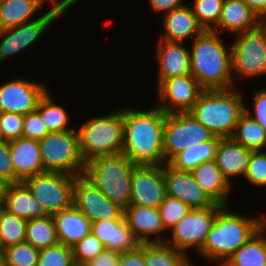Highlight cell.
<instances>
[{
  "label": "cell",
  "mask_w": 266,
  "mask_h": 266,
  "mask_svg": "<svg viewBox=\"0 0 266 266\" xmlns=\"http://www.w3.org/2000/svg\"><path fill=\"white\" fill-rule=\"evenodd\" d=\"M154 12H170L171 10L184 5L183 0H149Z\"/></svg>",
  "instance_id": "cell-48"
},
{
  "label": "cell",
  "mask_w": 266,
  "mask_h": 266,
  "mask_svg": "<svg viewBox=\"0 0 266 266\" xmlns=\"http://www.w3.org/2000/svg\"><path fill=\"white\" fill-rule=\"evenodd\" d=\"M59 243L72 247L91 232V221L74 205L53 215Z\"/></svg>",
  "instance_id": "cell-25"
},
{
  "label": "cell",
  "mask_w": 266,
  "mask_h": 266,
  "mask_svg": "<svg viewBox=\"0 0 266 266\" xmlns=\"http://www.w3.org/2000/svg\"><path fill=\"white\" fill-rule=\"evenodd\" d=\"M220 137L191 146L177 154L169 164L178 170L191 172L201 163L214 160Z\"/></svg>",
  "instance_id": "cell-30"
},
{
  "label": "cell",
  "mask_w": 266,
  "mask_h": 266,
  "mask_svg": "<svg viewBox=\"0 0 266 266\" xmlns=\"http://www.w3.org/2000/svg\"><path fill=\"white\" fill-rule=\"evenodd\" d=\"M91 232L103 243L106 250L124 253L140 245L125 218L95 221L91 223Z\"/></svg>",
  "instance_id": "cell-19"
},
{
  "label": "cell",
  "mask_w": 266,
  "mask_h": 266,
  "mask_svg": "<svg viewBox=\"0 0 266 266\" xmlns=\"http://www.w3.org/2000/svg\"><path fill=\"white\" fill-rule=\"evenodd\" d=\"M250 156L251 151L232 138H220L214 161L231 183V177L245 176Z\"/></svg>",
  "instance_id": "cell-26"
},
{
  "label": "cell",
  "mask_w": 266,
  "mask_h": 266,
  "mask_svg": "<svg viewBox=\"0 0 266 266\" xmlns=\"http://www.w3.org/2000/svg\"><path fill=\"white\" fill-rule=\"evenodd\" d=\"M222 206L199 251L207 260L222 263L244 245L262 227V218L228 211Z\"/></svg>",
  "instance_id": "cell-3"
},
{
  "label": "cell",
  "mask_w": 266,
  "mask_h": 266,
  "mask_svg": "<svg viewBox=\"0 0 266 266\" xmlns=\"http://www.w3.org/2000/svg\"><path fill=\"white\" fill-rule=\"evenodd\" d=\"M4 266H37L39 250L26 241L3 249Z\"/></svg>",
  "instance_id": "cell-36"
},
{
  "label": "cell",
  "mask_w": 266,
  "mask_h": 266,
  "mask_svg": "<svg viewBox=\"0 0 266 266\" xmlns=\"http://www.w3.org/2000/svg\"><path fill=\"white\" fill-rule=\"evenodd\" d=\"M190 210L191 208L186 203L166 195L159 206L164 229L173 228Z\"/></svg>",
  "instance_id": "cell-39"
},
{
  "label": "cell",
  "mask_w": 266,
  "mask_h": 266,
  "mask_svg": "<svg viewBox=\"0 0 266 266\" xmlns=\"http://www.w3.org/2000/svg\"><path fill=\"white\" fill-rule=\"evenodd\" d=\"M77 131L85 160L122 153L124 141L123 108L115 113L89 118Z\"/></svg>",
  "instance_id": "cell-6"
},
{
  "label": "cell",
  "mask_w": 266,
  "mask_h": 266,
  "mask_svg": "<svg viewBox=\"0 0 266 266\" xmlns=\"http://www.w3.org/2000/svg\"><path fill=\"white\" fill-rule=\"evenodd\" d=\"M261 18L242 0H224L218 24L212 29L239 33L258 26Z\"/></svg>",
  "instance_id": "cell-24"
},
{
  "label": "cell",
  "mask_w": 266,
  "mask_h": 266,
  "mask_svg": "<svg viewBox=\"0 0 266 266\" xmlns=\"http://www.w3.org/2000/svg\"><path fill=\"white\" fill-rule=\"evenodd\" d=\"M27 220L3 210L0 215V240L3 249L25 241Z\"/></svg>",
  "instance_id": "cell-35"
},
{
  "label": "cell",
  "mask_w": 266,
  "mask_h": 266,
  "mask_svg": "<svg viewBox=\"0 0 266 266\" xmlns=\"http://www.w3.org/2000/svg\"><path fill=\"white\" fill-rule=\"evenodd\" d=\"M219 33L204 30L194 38L190 48L191 74L204 90L231 89L232 51L227 49ZM227 49V50H226Z\"/></svg>",
  "instance_id": "cell-2"
},
{
  "label": "cell",
  "mask_w": 266,
  "mask_h": 266,
  "mask_svg": "<svg viewBox=\"0 0 266 266\" xmlns=\"http://www.w3.org/2000/svg\"><path fill=\"white\" fill-rule=\"evenodd\" d=\"M75 175L46 171L26 178L23 182L42 205L47 215L68 209L73 205Z\"/></svg>",
  "instance_id": "cell-8"
},
{
  "label": "cell",
  "mask_w": 266,
  "mask_h": 266,
  "mask_svg": "<svg viewBox=\"0 0 266 266\" xmlns=\"http://www.w3.org/2000/svg\"><path fill=\"white\" fill-rule=\"evenodd\" d=\"M262 228L266 231V216L262 215Z\"/></svg>",
  "instance_id": "cell-52"
},
{
  "label": "cell",
  "mask_w": 266,
  "mask_h": 266,
  "mask_svg": "<svg viewBox=\"0 0 266 266\" xmlns=\"http://www.w3.org/2000/svg\"><path fill=\"white\" fill-rule=\"evenodd\" d=\"M254 116L244 105V112L266 130V89L258 90L254 95Z\"/></svg>",
  "instance_id": "cell-45"
},
{
  "label": "cell",
  "mask_w": 266,
  "mask_h": 266,
  "mask_svg": "<svg viewBox=\"0 0 266 266\" xmlns=\"http://www.w3.org/2000/svg\"><path fill=\"white\" fill-rule=\"evenodd\" d=\"M235 88L203 90L189 113L214 136L231 138L244 113V101Z\"/></svg>",
  "instance_id": "cell-4"
},
{
  "label": "cell",
  "mask_w": 266,
  "mask_h": 266,
  "mask_svg": "<svg viewBox=\"0 0 266 266\" xmlns=\"http://www.w3.org/2000/svg\"><path fill=\"white\" fill-rule=\"evenodd\" d=\"M214 137V134L189 112L166 114L163 138L165 163H169L185 149Z\"/></svg>",
  "instance_id": "cell-10"
},
{
  "label": "cell",
  "mask_w": 266,
  "mask_h": 266,
  "mask_svg": "<svg viewBox=\"0 0 266 266\" xmlns=\"http://www.w3.org/2000/svg\"><path fill=\"white\" fill-rule=\"evenodd\" d=\"M224 0H194V7L191 8L198 23L204 30H212L221 16Z\"/></svg>",
  "instance_id": "cell-37"
},
{
  "label": "cell",
  "mask_w": 266,
  "mask_h": 266,
  "mask_svg": "<svg viewBox=\"0 0 266 266\" xmlns=\"http://www.w3.org/2000/svg\"><path fill=\"white\" fill-rule=\"evenodd\" d=\"M260 18L266 15V0H242Z\"/></svg>",
  "instance_id": "cell-49"
},
{
  "label": "cell",
  "mask_w": 266,
  "mask_h": 266,
  "mask_svg": "<svg viewBox=\"0 0 266 266\" xmlns=\"http://www.w3.org/2000/svg\"><path fill=\"white\" fill-rule=\"evenodd\" d=\"M261 25L265 28V30H266V15L265 16H263V17H261Z\"/></svg>",
  "instance_id": "cell-53"
},
{
  "label": "cell",
  "mask_w": 266,
  "mask_h": 266,
  "mask_svg": "<svg viewBox=\"0 0 266 266\" xmlns=\"http://www.w3.org/2000/svg\"><path fill=\"white\" fill-rule=\"evenodd\" d=\"M42 165L45 171L83 175L86 162L80 151L77 131L49 132L39 140Z\"/></svg>",
  "instance_id": "cell-7"
},
{
  "label": "cell",
  "mask_w": 266,
  "mask_h": 266,
  "mask_svg": "<svg viewBox=\"0 0 266 266\" xmlns=\"http://www.w3.org/2000/svg\"><path fill=\"white\" fill-rule=\"evenodd\" d=\"M162 23L165 31L160 39L166 41L184 42L189 37L196 38L204 31L192 9L185 4L165 13Z\"/></svg>",
  "instance_id": "cell-22"
},
{
  "label": "cell",
  "mask_w": 266,
  "mask_h": 266,
  "mask_svg": "<svg viewBox=\"0 0 266 266\" xmlns=\"http://www.w3.org/2000/svg\"><path fill=\"white\" fill-rule=\"evenodd\" d=\"M0 179L6 184L22 182L16 175L11 159L10 141L0 140Z\"/></svg>",
  "instance_id": "cell-44"
},
{
  "label": "cell",
  "mask_w": 266,
  "mask_h": 266,
  "mask_svg": "<svg viewBox=\"0 0 266 266\" xmlns=\"http://www.w3.org/2000/svg\"><path fill=\"white\" fill-rule=\"evenodd\" d=\"M222 206H211L204 209H191L173 228L171 244L173 248L186 253L187 249H202L207 234L212 227L219 209Z\"/></svg>",
  "instance_id": "cell-12"
},
{
  "label": "cell",
  "mask_w": 266,
  "mask_h": 266,
  "mask_svg": "<svg viewBox=\"0 0 266 266\" xmlns=\"http://www.w3.org/2000/svg\"><path fill=\"white\" fill-rule=\"evenodd\" d=\"M135 164L123 153L98 156L86 162L84 175L111 201L130 205V184Z\"/></svg>",
  "instance_id": "cell-5"
},
{
  "label": "cell",
  "mask_w": 266,
  "mask_h": 266,
  "mask_svg": "<svg viewBox=\"0 0 266 266\" xmlns=\"http://www.w3.org/2000/svg\"><path fill=\"white\" fill-rule=\"evenodd\" d=\"M231 45L232 73L241 78L266 75V30L261 23L255 28L237 33Z\"/></svg>",
  "instance_id": "cell-9"
},
{
  "label": "cell",
  "mask_w": 266,
  "mask_h": 266,
  "mask_svg": "<svg viewBox=\"0 0 266 266\" xmlns=\"http://www.w3.org/2000/svg\"><path fill=\"white\" fill-rule=\"evenodd\" d=\"M4 210V202L3 201H0V215H1V212Z\"/></svg>",
  "instance_id": "cell-54"
},
{
  "label": "cell",
  "mask_w": 266,
  "mask_h": 266,
  "mask_svg": "<svg viewBox=\"0 0 266 266\" xmlns=\"http://www.w3.org/2000/svg\"><path fill=\"white\" fill-rule=\"evenodd\" d=\"M158 87V107L166 114L189 112L204 90L192 74L168 78Z\"/></svg>",
  "instance_id": "cell-15"
},
{
  "label": "cell",
  "mask_w": 266,
  "mask_h": 266,
  "mask_svg": "<svg viewBox=\"0 0 266 266\" xmlns=\"http://www.w3.org/2000/svg\"><path fill=\"white\" fill-rule=\"evenodd\" d=\"M42 4L40 0H0V30L31 21Z\"/></svg>",
  "instance_id": "cell-29"
},
{
  "label": "cell",
  "mask_w": 266,
  "mask_h": 266,
  "mask_svg": "<svg viewBox=\"0 0 266 266\" xmlns=\"http://www.w3.org/2000/svg\"><path fill=\"white\" fill-rule=\"evenodd\" d=\"M231 138L251 152L262 151L266 147V130L245 112L237 121Z\"/></svg>",
  "instance_id": "cell-31"
},
{
  "label": "cell",
  "mask_w": 266,
  "mask_h": 266,
  "mask_svg": "<svg viewBox=\"0 0 266 266\" xmlns=\"http://www.w3.org/2000/svg\"><path fill=\"white\" fill-rule=\"evenodd\" d=\"M24 115L0 112V136L2 140L11 141L22 137Z\"/></svg>",
  "instance_id": "cell-41"
},
{
  "label": "cell",
  "mask_w": 266,
  "mask_h": 266,
  "mask_svg": "<svg viewBox=\"0 0 266 266\" xmlns=\"http://www.w3.org/2000/svg\"><path fill=\"white\" fill-rule=\"evenodd\" d=\"M105 250L103 243L90 232L81 241L72 246L74 262L84 266Z\"/></svg>",
  "instance_id": "cell-40"
},
{
  "label": "cell",
  "mask_w": 266,
  "mask_h": 266,
  "mask_svg": "<svg viewBox=\"0 0 266 266\" xmlns=\"http://www.w3.org/2000/svg\"><path fill=\"white\" fill-rule=\"evenodd\" d=\"M117 266H146L144 258V244H140L132 251L120 253Z\"/></svg>",
  "instance_id": "cell-46"
},
{
  "label": "cell",
  "mask_w": 266,
  "mask_h": 266,
  "mask_svg": "<svg viewBox=\"0 0 266 266\" xmlns=\"http://www.w3.org/2000/svg\"><path fill=\"white\" fill-rule=\"evenodd\" d=\"M146 266H193L186 253L165 243L144 244Z\"/></svg>",
  "instance_id": "cell-33"
},
{
  "label": "cell",
  "mask_w": 266,
  "mask_h": 266,
  "mask_svg": "<svg viewBox=\"0 0 266 266\" xmlns=\"http://www.w3.org/2000/svg\"><path fill=\"white\" fill-rule=\"evenodd\" d=\"M245 178L256 186H266V152H251Z\"/></svg>",
  "instance_id": "cell-42"
},
{
  "label": "cell",
  "mask_w": 266,
  "mask_h": 266,
  "mask_svg": "<svg viewBox=\"0 0 266 266\" xmlns=\"http://www.w3.org/2000/svg\"><path fill=\"white\" fill-rule=\"evenodd\" d=\"M6 185L7 184L0 179V201H3Z\"/></svg>",
  "instance_id": "cell-51"
},
{
  "label": "cell",
  "mask_w": 266,
  "mask_h": 266,
  "mask_svg": "<svg viewBox=\"0 0 266 266\" xmlns=\"http://www.w3.org/2000/svg\"><path fill=\"white\" fill-rule=\"evenodd\" d=\"M72 247L57 243L39 250L37 266H74Z\"/></svg>",
  "instance_id": "cell-38"
},
{
  "label": "cell",
  "mask_w": 266,
  "mask_h": 266,
  "mask_svg": "<svg viewBox=\"0 0 266 266\" xmlns=\"http://www.w3.org/2000/svg\"><path fill=\"white\" fill-rule=\"evenodd\" d=\"M166 113L158 106L149 111L123 108L122 153L135 165H162Z\"/></svg>",
  "instance_id": "cell-1"
},
{
  "label": "cell",
  "mask_w": 266,
  "mask_h": 266,
  "mask_svg": "<svg viewBox=\"0 0 266 266\" xmlns=\"http://www.w3.org/2000/svg\"><path fill=\"white\" fill-rule=\"evenodd\" d=\"M120 252L113 250H104L94 259L87 262L84 266H117Z\"/></svg>",
  "instance_id": "cell-47"
},
{
  "label": "cell",
  "mask_w": 266,
  "mask_h": 266,
  "mask_svg": "<svg viewBox=\"0 0 266 266\" xmlns=\"http://www.w3.org/2000/svg\"><path fill=\"white\" fill-rule=\"evenodd\" d=\"M166 195L178 198L191 209H204L216 204L197 184L191 172L178 170L169 163L163 164Z\"/></svg>",
  "instance_id": "cell-17"
},
{
  "label": "cell",
  "mask_w": 266,
  "mask_h": 266,
  "mask_svg": "<svg viewBox=\"0 0 266 266\" xmlns=\"http://www.w3.org/2000/svg\"><path fill=\"white\" fill-rule=\"evenodd\" d=\"M124 216L129 228L140 244L165 243V240L162 239V234H160L165 229L159 208L129 205L124 209ZM152 234L156 235L155 239H151Z\"/></svg>",
  "instance_id": "cell-18"
},
{
  "label": "cell",
  "mask_w": 266,
  "mask_h": 266,
  "mask_svg": "<svg viewBox=\"0 0 266 266\" xmlns=\"http://www.w3.org/2000/svg\"><path fill=\"white\" fill-rule=\"evenodd\" d=\"M191 173L197 184L216 203L227 206L231 183L224 177L220 168L214 160L201 163L194 168Z\"/></svg>",
  "instance_id": "cell-27"
},
{
  "label": "cell",
  "mask_w": 266,
  "mask_h": 266,
  "mask_svg": "<svg viewBox=\"0 0 266 266\" xmlns=\"http://www.w3.org/2000/svg\"><path fill=\"white\" fill-rule=\"evenodd\" d=\"M47 92L41 97L36 111L41 115L49 132L72 130L67 127L69 117L66 110L55 104Z\"/></svg>",
  "instance_id": "cell-34"
},
{
  "label": "cell",
  "mask_w": 266,
  "mask_h": 266,
  "mask_svg": "<svg viewBox=\"0 0 266 266\" xmlns=\"http://www.w3.org/2000/svg\"><path fill=\"white\" fill-rule=\"evenodd\" d=\"M67 9L69 7H52L31 22L0 30V61L31 46Z\"/></svg>",
  "instance_id": "cell-13"
},
{
  "label": "cell",
  "mask_w": 266,
  "mask_h": 266,
  "mask_svg": "<svg viewBox=\"0 0 266 266\" xmlns=\"http://www.w3.org/2000/svg\"><path fill=\"white\" fill-rule=\"evenodd\" d=\"M10 151L15 175L21 181L36 174L46 172L42 165L38 140L24 137L11 140Z\"/></svg>",
  "instance_id": "cell-21"
},
{
  "label": "cell",
  "mask_w": 266,
  "mask_h": 266,
  "mask_svg": "<svg viewBox=\"0 0 266 266\" xmlns=\"http://www.w3.org/2000/svg\"><path fill=\"white\" fill-rule=\"evenodd\" d=\"M0 266H4V261H3L2 254H0Z\"/></svg>",
  "instance_id": "cell-55"
},
{
  "label": "cell",
  "mask_w": 266,
  "mask_h": 266,
  "mask_svg": "<svg viewBox=\"0 0 266 266\" xmlns=\"http://www.w3.org/2000/svg\"><path fill=\"white\" fill-rule=\"evenodd\" d=\"M25 241L38 250L59 243L53 216L27 220Z\"/></svg>",
  "instance_id": "cell-32"
},
{
  "label": "cell",
  "mask_w": 266,
  "mask_h": 266,
  "mask_svg": "<svg viewBox=\"0 0 266 266\" xmlns=\"http://www.w3.org/2000/svg\"><path fill=\"white\" fill-rule=\"evenodd\" d=\"M158 46L159 85L168 78L191 74L190 51L183 46V42L160 39Z\"/></svg>",
  "instance_id": "cell-20"
},
{
  "label": "cell",
  "mask_w": 266,
  "mask_h": 266,
  "mask_svg": "<svg viewBox=\"0 0 266 266\" xmlns=\"http://www.w3.org/2000/svg\"><path fill=\"white\" fill-rule=\"evenodd\" d=\"M2 252H3V247H2L1 240H0V254H2Z\"/></svg>",
  "instance_id": "cell-56"
},
{
  "label": "cell",
  "mask_w": 266,
  "mask_h": 266,
  "mask_svg": "<svg viewBox=\"0 0 266 266\" xmlns=\"http://www.w3.org/2000/svg\"><path fill=\"white\" fill-rule=\"evenodd\" d=\"M165 196L163 165H135L130 184V205L159 208Z\"/></svg>",
  "instance_id": "cell-14"
},
{
  "label": "cell",
  "mask_w": 266,
  "mask_h": 266,
  "mask_svg": "<svg viewBox=\"0 0 266 266\" xmlns=\"http://www.w3.org/2000/svg\"><path fill=\"white\" fill-rule=\"evenodd\" d=\"M48 133L41 115L36 110L24 115L22 137L39 141Z\"/></svg>",
  "instance_id": "cell-43"
},
{
  "label": "cell",
  "mask_w": 266,
  "mask_h": 266,
  "mask_svg": "<svg viewBox=\"0 0 266 266\" xmlns=\"http://www.w3.org/2000/svg\"><path fill=\"white\" fill-rule=\"evenodd\" d=\"M47 92L42 83L15 79L0 85V112L26 115L37 109L41 97Z\"/></svg>",
  "instance_id": "cell-16"
},
{
  "label": "cell",
  "mask_w": 266,
  "mask_h": 266,
  "mask_svg": "<svg viewBox=\"0 0 266 266\" xmlns=\"http://www.w3.org/2000/svg\"><path fill=\"white\" fill-rule=\"evenodd\" d=\"M3 202L4 210L26 220L47 216L23 181L6 185Z\"/></svg>",
  "instance_id": "cell-23"
},
{
  "label": "cell",
  "mask_w": 266,
  "mask_h": 266,
  "mask_svg": "<svg viewBox=\"0 0 266 266\" xmlns=\"http://www.w3.org/2000/svg\"><path fill=\"white\" fill-rule=\"evenodd\" d=\"M266 232L262 227L221 266H266Z\"/></svg>",
  "instance_id": "cell-28"
},
{
  "label": "cell",
  "mask_w": 266,
  "mask_h": 266,
  "mask_svg": "<svg viewBox=\"0 0 266 266\" xmlns=\"http://www.w3.org/2000/svg\"><path fill=\"white\" fill-rule=\"evenodd\" d=\"M73 205L86 215L91 223L125 218L124 208L111 201L84 174L75 177Z\"/></svg>",
  "instance_id": "cell-11"
},
{
  "label": "cell",
  "mask_w": 266,
  "mask_h": 266,
  "mask_svg": "<svg viewBox=\"0 0 266 266\" xmlns=\"http://www.w3.org/2000/svg\"><path fill=\"white\" fill-rule=\"evenodd\" d=\"M43 4L45 3V1H50L52 5V7H71L72 5H74L75 3H77L80 0H40Z\"/></svg>",
  "instance_id": "cell-50"
}]
</instances>
